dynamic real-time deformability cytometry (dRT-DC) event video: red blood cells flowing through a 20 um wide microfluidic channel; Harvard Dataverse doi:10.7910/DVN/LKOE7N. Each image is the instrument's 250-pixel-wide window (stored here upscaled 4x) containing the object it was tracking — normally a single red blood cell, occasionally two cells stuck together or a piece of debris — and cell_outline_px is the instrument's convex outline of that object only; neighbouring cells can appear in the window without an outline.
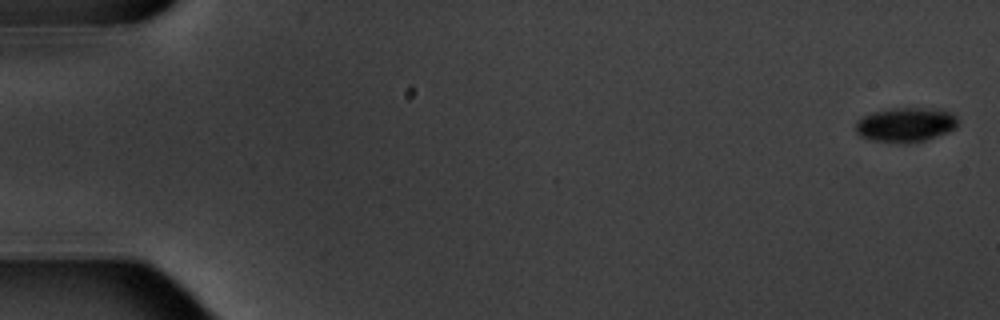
{"species": "common noctule bat (a hibernating species)", "species_latin": "Nyctalus noctula", "temperature_condition": "warm", "stored_images_in_passage": 5, "camera_frame_rate_fps": 3000, "um_per_image_px": 0.085, "animal": {"sex": "male", "body_mass_g": 20.1, "forearm_length_mm": 53.5}, "frame": {"image": 1, "passage_image": 1, "time_ms": 0.0, "image_size_px": [1000, 320], "cell_outline_px": [[956, 128], [948, 132], [912, 144], [892, 144], [872, 140], [860, 136], [856, 132], [856, 120], [872, 112], [892, 108], [920, 108], [952, 112], [956, 116]], "centroid_in_image_um": [76.94, 10.63], "position_along_channel_um": 8.1, "area_um2": 20.69}}
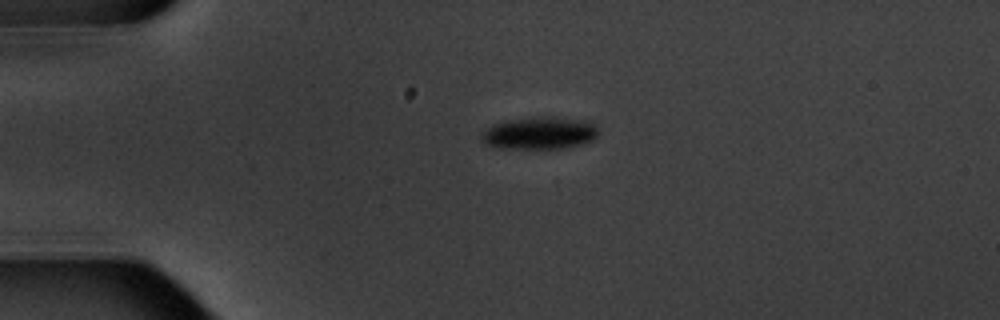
{"frame": {"image": 2, "passage_image": 4, "time_ms": 4.333, "image_size_px": [1000, 320], "cell_outline_px": [[600, 132], [592, 140], [568, 148], [496, 148], [484, 144], [480, 140], [480, 132], [492, 124], [504, 120], [532, 116], [556, 116], [588, 120], [596, 124]], "centroid_in_image_um": [45.84, 11.28], "position_along_channel_um": 39.2, "area_um2": 22.89}}